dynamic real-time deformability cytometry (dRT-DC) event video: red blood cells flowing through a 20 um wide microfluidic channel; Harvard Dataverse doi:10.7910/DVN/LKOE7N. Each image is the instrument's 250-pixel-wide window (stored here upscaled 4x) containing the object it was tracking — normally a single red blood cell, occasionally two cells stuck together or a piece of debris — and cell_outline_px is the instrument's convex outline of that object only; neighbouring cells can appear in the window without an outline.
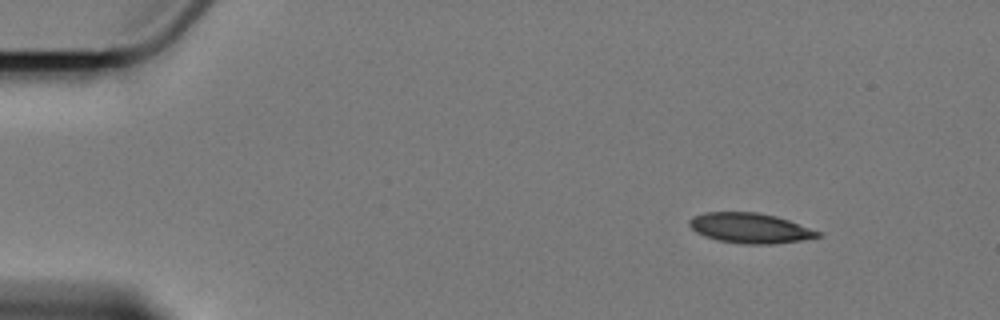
{"species": "Egyptian fruit bat (a non-hibernating species)", "species_latin": "Rousettus aegyptiacus", "temperature_condition": "cold", "stored_images_in_passage": 4, "camera_frame_rate_fps": 3000, "um_per_image_px": 0.085, "animal": {"sex": "female"}, "frame": {"image": 1, "passage_image": 1, "time_ms": 0.0, "image_size_px": [1000, 320], "cell_outline_px": [[824, 236], [804, 240], [776, 244], [744, 244], [716, 240], [704, 236], [696, 232], [688, 224], [688, 220], [692, 216], [704, 212], [756, 212], [776, 216], [788, 220], [820, 232]], "centroid_in_image_um": [63.74, 19.39], "position_along_channel_um": 21.3, "area_um2": 22.72}}
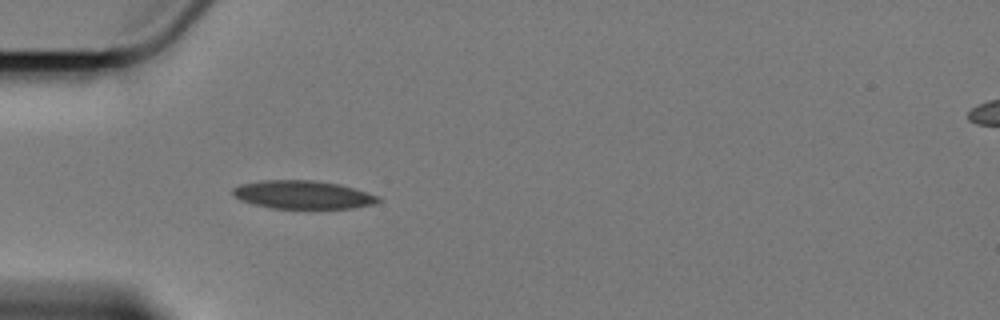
{"frame": {"image": 2, "passage_image": 4, "time_ms": 3.667, "image_size_px": [1000, 320], "cell_outline_px": [[384, 200], [372, 204], [352, 208], [272, 208], [240, 200], [232, 196], [232, 188], [240, 184], [260, 180], [312, 180], [340, 184], [368, 192], [380, 196]], "centroid_in_image_um": [25.75, 16.54], "position_along_channel_um": 59.3, "area_um2": 24.04}}